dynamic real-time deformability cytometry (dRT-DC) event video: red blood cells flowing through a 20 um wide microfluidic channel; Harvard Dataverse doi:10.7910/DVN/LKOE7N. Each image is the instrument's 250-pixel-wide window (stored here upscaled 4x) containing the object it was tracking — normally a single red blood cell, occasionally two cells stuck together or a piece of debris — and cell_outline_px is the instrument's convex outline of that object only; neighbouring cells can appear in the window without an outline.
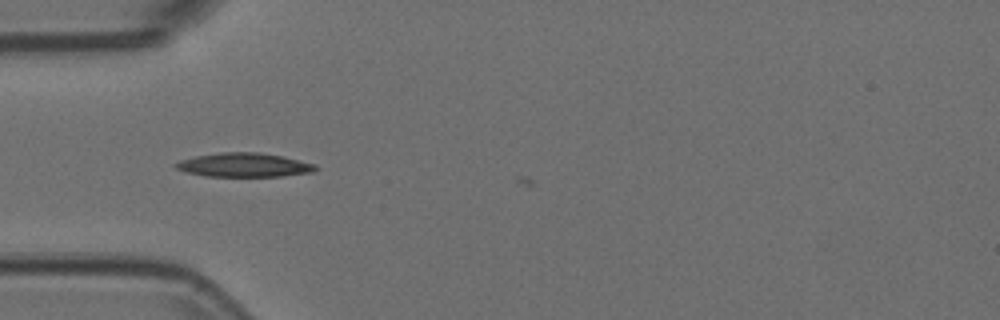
{"species": "Egyptian fruit bat (a non-hibernating species)", "species_latin": "Rousettus aegyptiacus", "temperature_condition": "room temperature", "stored_images_in_passage": 14, "camera_frame_rate_fps": 3000, "um_per_image_px": 0.085, "animal": {"sex": "female"}, "frame": {"image": 1, "passage_image": 8, "time_ms": 2.333, "image_size_px": [1000, 320], "cell_outline_px": [[320, 168], [312, 172], [280, 176], [204, 176], [184, 172], [176, 168], [172, 164], [180, 160], [196, 156], [220, 152], [260, 152], [284, 156], [316, 164]], "centroid_in_image_um": [20.74, 14.02], "position_along_channel_um": 64.3, "area_um2": 19.71}}
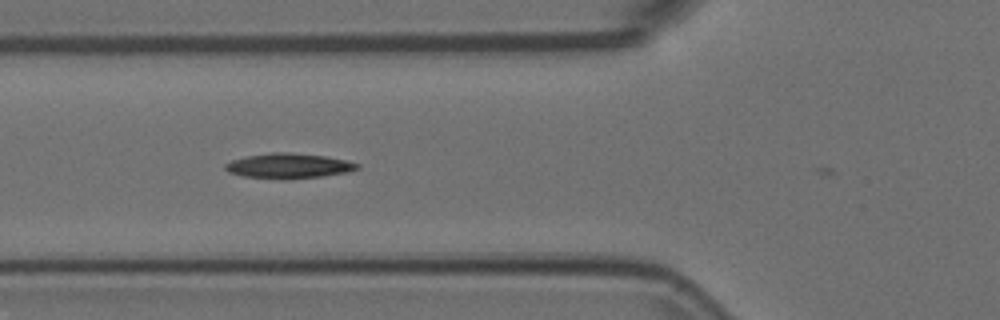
{"frame": {"image": 2, "passage_image": 11, "time_ms": 3.333, "image_size_px": [1000, 320], "cell_outline_px": [[360, 168], [348, 172], [320, 176], [288, 180], [244, 176], [228, 172], [224, 168], [224, 164], [232, 160], [244, 156], [272, 152], [288, 152], [324, 156], [344, 160], [360, 164]], "centroid_in_image_um": [24.5, 14.1], "position_along_channel_um": 101.3, "area_um2": 19.31}}